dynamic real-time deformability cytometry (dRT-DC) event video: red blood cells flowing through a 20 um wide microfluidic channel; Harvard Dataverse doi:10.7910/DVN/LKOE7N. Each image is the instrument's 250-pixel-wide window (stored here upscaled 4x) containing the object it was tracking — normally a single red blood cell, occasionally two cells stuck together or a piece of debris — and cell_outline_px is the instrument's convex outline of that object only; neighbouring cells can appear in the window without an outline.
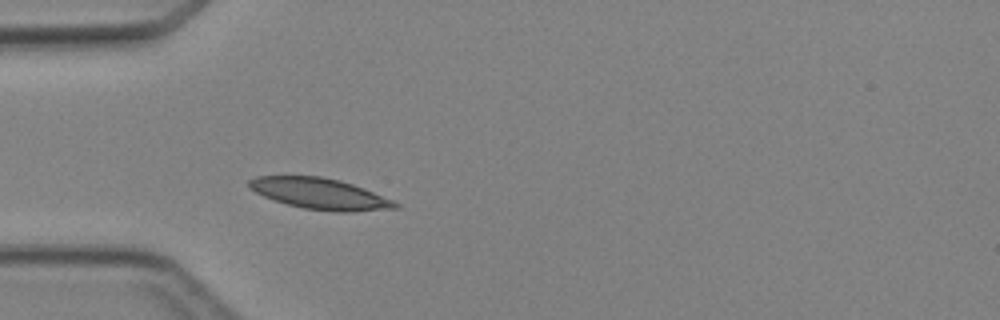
{"species": "Egyptian fruit bat (a non-hibernating species)", "species_latin": "Rousettus aegyptiacus", "temperature_condition": "cold", "stored_images_in_passage": 3, "camera_frame_rate_fps": 3000, "um_per_image_px": 0.085, "animal": {"sex": "female"}, "frame": {"image": 1, "passage_image": 3, "time_ms": 2.333, "image_size_px": [1000, 320], "cell_outline_px": [[400, 208], [352, 212], [336, 212], [304, 208], [288, 204], [264, 196], [256, 192], [248, 184], [248, 180], [256, 176], [320, 176], [340, 180], [364, 188], [392, 200], [400, 204]], "centroid_in_image_um": [27.23, 16.47], "position_along_channel_um": 57.8, "area_um2": 26.24}}